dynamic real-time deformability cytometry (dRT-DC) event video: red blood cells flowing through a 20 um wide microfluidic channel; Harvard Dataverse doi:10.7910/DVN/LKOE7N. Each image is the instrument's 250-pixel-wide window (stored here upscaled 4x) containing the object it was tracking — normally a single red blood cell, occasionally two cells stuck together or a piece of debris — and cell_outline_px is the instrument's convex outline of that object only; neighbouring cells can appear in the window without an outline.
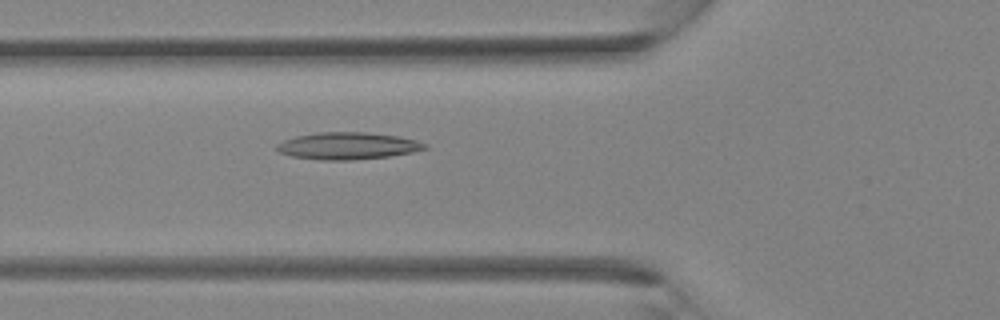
{"species": "Egyptian fruit bat (a non-hibernating species)", "species_latin": "Rousettus aegyptiacus", "temperature_condition": "room temperature", "stored_images_in_passage": 36, "camera_frame_rate_fps": 3000, "um_per_image_px": 0.085, "animal": {"sex": "female"}, "frame": {"image": 1, "passage_image": 12, "time_ms": 3.667, "image_size_px": [1000, 320], "cell_outline_px": [[428, 148], [412, 152], [388, 156], [352, 160], [320, 160], [292, 156], [280, 152], [276, 148], [276, 144], [284, 140], [296, 136], [320, 132], [364, 132], [396, 136], [416, 140], [428, 144]], "centroid_in_image_um": [29.55, 12.4], "position_along_channel_um": 96.2, "area_um2": 23.18}}
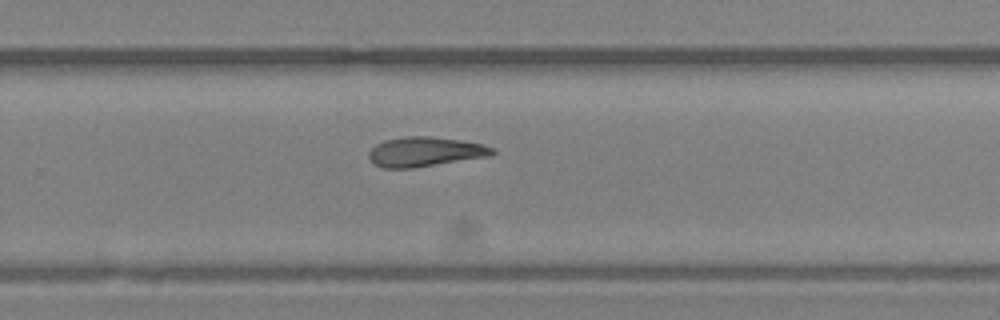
{"frame": {"image": 2, "passage_image": 23, "time_ms": 7.333, "image_size_px": [1000, 320], "cell_outline_px": [[496, 152], [492, 156], [412, 168], [384, 168], [376, 164], [368, 156], [368, 152], [376, 144], [384, 140], [408, 136], [428, 136], [460, 140], [480, 144], [496, 148]], "centroid_in_image_um": [36.16, 12.9], "position_along_channel_um": 293.6, "area_um2": 21.27}}
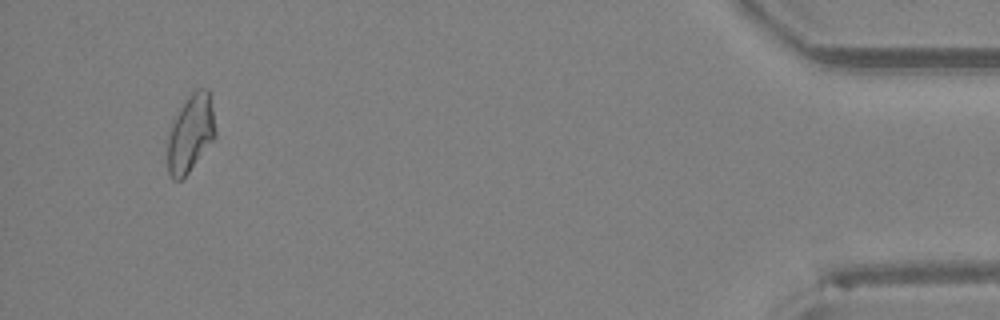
{"frame": {"image": 3, "passage_image": 34, "time_ms": 11.0, "image_size_px": [1000, 320], "cell_outline_px": [[216, 140], [188, 172], [180, 180], [172, 180], [168, 172], [168, 136], [172, 124], [180, 108], [188, 96], [196, 88], [208, 88], [212, 92], [216, 132]], "centroid_in_image_um": [16.26, 11.3], "position_along_channel_um": 418.9, "area_um2": 22.08}}